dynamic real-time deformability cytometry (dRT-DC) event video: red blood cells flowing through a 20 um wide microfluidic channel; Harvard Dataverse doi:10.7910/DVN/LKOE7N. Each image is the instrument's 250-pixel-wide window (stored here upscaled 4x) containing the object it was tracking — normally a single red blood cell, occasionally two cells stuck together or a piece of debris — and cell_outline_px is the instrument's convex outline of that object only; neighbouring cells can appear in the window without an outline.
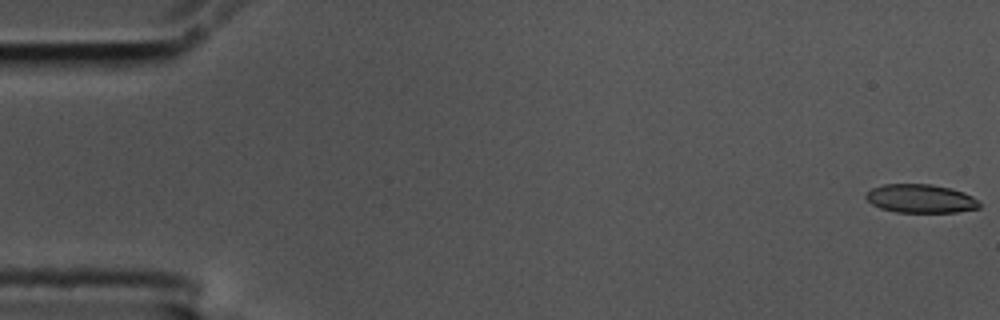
{"species": "common noctule bat (a hibernating species)", "species_latin": "Nyctalus noctula", "temperature_condition": "cold", "stored_images_in_passage": 57, "camera_frame_rate_fps": 3000, "um_per_image_px": 0.085, "animal": {"sex": "male", "body_mass_g": 17.5, "forearm_length_mm": 52.3}, "frame": {"image": 1, "passage_image": 1, "time_ms": 0.0, "image_size_px": [1000, 320], "cell_outline_px": [[980, 208], [956, 212], [896, 212], [880, 208], [872, 204], [864, 196], [872, 188], [884, 184], [932, 184], [952, 188], [964, 192], [972, 196], [980, 204]], "centroid_in_image_um": [78.26, 16.88], "position_along_channel_um": 6.7, "area_um2": 18.9}}
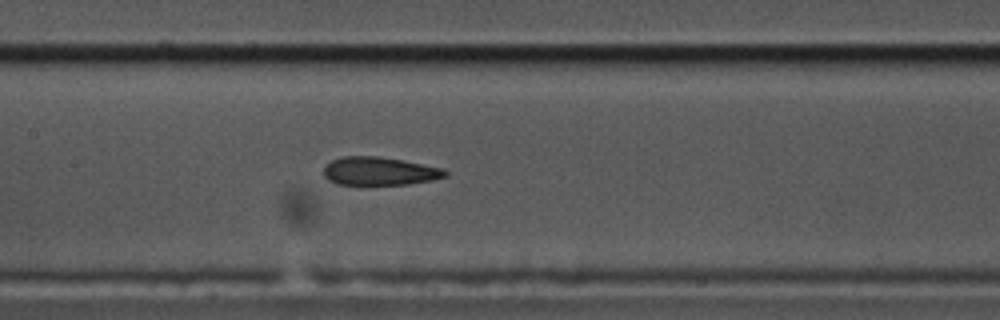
{"frame": {"image": 2, "passage_image": 27, "time_ms": 8.667, "image_size_px": [1000, 320], "cell_outline_px": [[448, 176], [432, 180], [408, 184], [336, 184], [328, 180], [324, 176], [324, 168], [332, 160], [344, 156], [376, 156], [404, 160], [444, 168], [448, 172]], "centroid_in_image_um": [32.29, 14.54], "position_along_channel_um": 175.1, "area_um2": 20.0}}
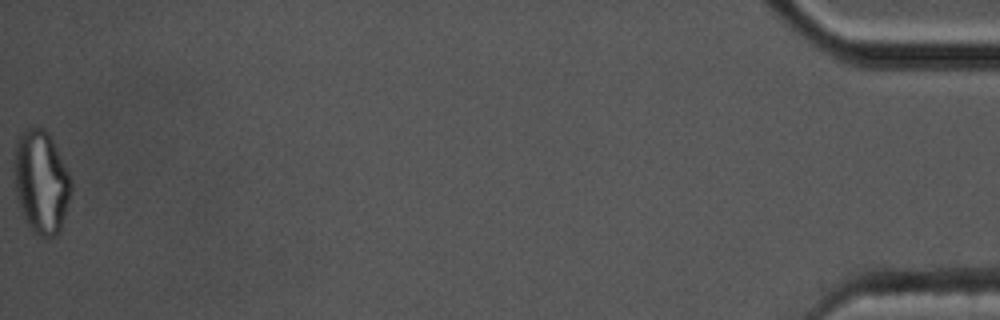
{"frame": {"image": 3, "passage_image": 57, "time_ms": 18.667, "image_size_px": [1000, 320], "cell_outline_px": [[72, 188], [60, 232], [56, 236], [40, 236], [32, 232], [24, 216], [16, 192], [16, 140], [28, 128], [44, 128], [48, 132], [72, 180]], "centroid_in_image_um": [3.54, 15.5], "position_along_channel_um": 431.7, "area_um2": 33.29}, "authors_computed_cell_mechanics": {"area_um2": 20.7502, "velocity_mm_per_s": 3.5724, "shape_relaxation_time_tau1_ms": 8.4357, "shape_relaxation_time_tau2_ms": 2.929, "deformation_change_tau1": 0.1986, "deformation_change_tau2": 0.1156}}